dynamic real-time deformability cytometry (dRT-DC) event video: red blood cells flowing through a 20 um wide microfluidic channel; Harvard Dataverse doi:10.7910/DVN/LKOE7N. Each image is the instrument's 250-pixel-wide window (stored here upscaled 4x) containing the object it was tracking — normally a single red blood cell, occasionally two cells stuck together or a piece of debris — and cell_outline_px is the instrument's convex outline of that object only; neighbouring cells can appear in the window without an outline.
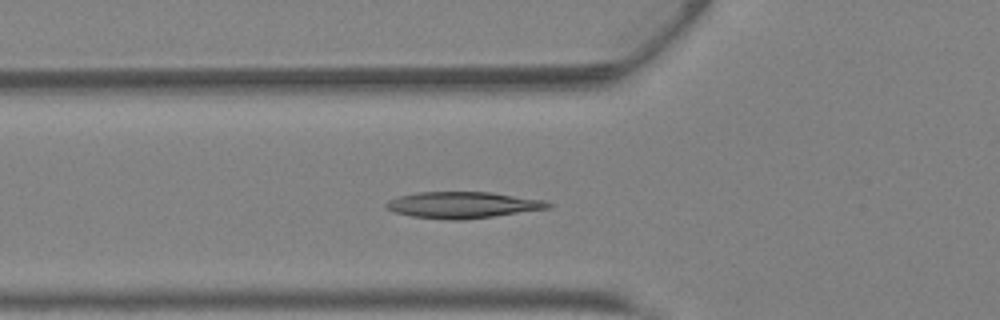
{"species": "Egyptian fruit bat (a non-hibernating species)", "species_latin": "Rousettus aegyptiacus", "temperature_condition": "warm", "stored_images_in_passage": 42, "camera_frame_rate_fps": 3000, "um_per_image_px": 0.085, "animal": {"sex": "female"}, "frame": {"image": 1, "passage_image": 14, "time_ms": 4.333, "image_size_px": [1000, 320], "cell_outline_px": [[552, 204], [548, 208], [492, 216], [460, 220], [448, 220], [412, 216], [392, 212], [384, 204], [388, 200], [396, 196], [416, 192], [492, 192], [544, 200]], "centroid_in_image_um": [39.26, 17.41], "position_along_channel_um": 86.5, "area_um2": 24.8}}
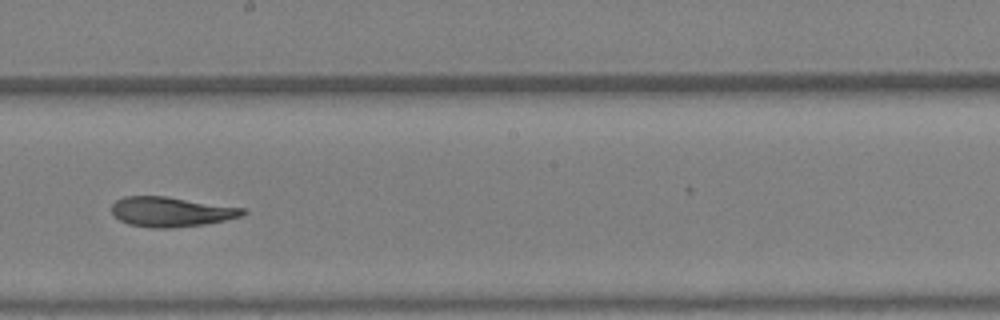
{"frame": {"image": 2, "passage_image": 23, "time_ms": 7.333, "image_size_px": [1000, 320], "cell_outline_px": [[248, 212], [240, 216], [224, 220], [204, 224], [172, 228], [152, 228], [128, 224], [120, 220], [112, 212], [112, 204], [116, 200], [124, 196], [164, 196], [244, 208]], "centroid_in_image_um": [14.52, 18.0], "position_along_channel_um": 233.7, "area_um2": 22.6}}
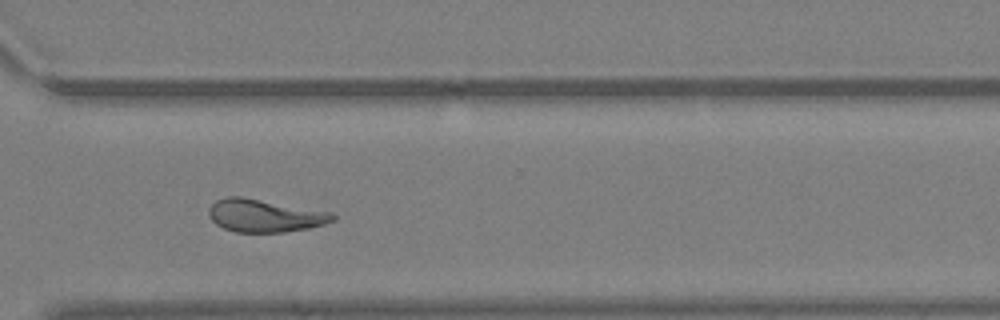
{"frame": {"image": 3, "passage_image": 30, "time_ms": 9.667, "image_size_px": [1000, 320], "cell_outline_px": [[336, 220], [324, 224], [308, 228], [284, 232], [236, 232], [224, 228], [216, 224], [208, 216], [208, 208], [216, 200], [228, 196], [240, 196], [332, 212], [336, 216]], "centroid_in_image_um": [22.49, 18.33], "position_along_channel_um": 348.1, "area_um2": 23.7}, "authors_computed_cell_mechanics": {"area_um2": 23.9003, "velocity_mm_per_s": 4.8983, "shape_relaxation_time_tau1_ms": null, "shape_relaxation_time_tau2_ms": 2.9428, "deformation_change_tau1": null, "deformation_change_tau2": 0.1012}}